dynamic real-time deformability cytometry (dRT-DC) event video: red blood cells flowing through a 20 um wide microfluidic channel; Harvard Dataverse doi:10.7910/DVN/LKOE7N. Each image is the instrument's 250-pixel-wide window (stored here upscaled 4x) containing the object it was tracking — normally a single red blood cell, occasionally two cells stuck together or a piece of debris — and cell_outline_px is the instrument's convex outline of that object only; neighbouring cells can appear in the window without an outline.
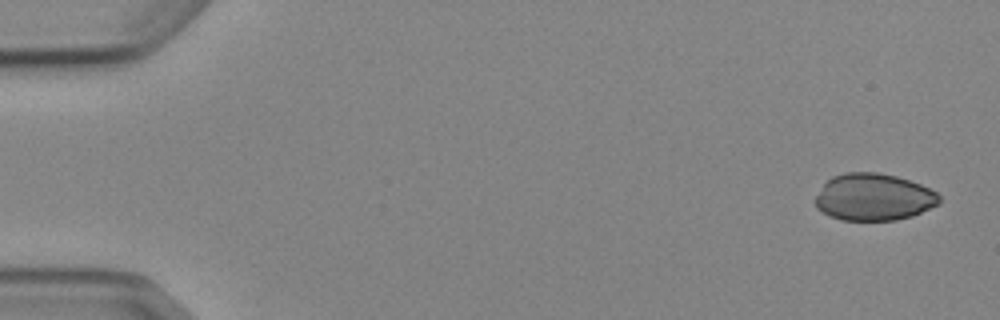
{"species": "Egyptian fruit bat (a non-hibernating species)", "species_latin": "Rousettus aegyptiacus", "temperature_condition": "cold", "stored_images_in_passage": 8, "camera_frame_rate_fps": 3000, "um_per_image_px": 0.085, "animal": {"sex": "female"}, "frame": {"image": 1, "passage_image": 1, "time_ms": 0.0, "image_size_px": [1000, 320], "cell_outline_px": [[940, 204], [912, 216], [896, 220], [840, 220], [816, 208], [816, 196], [824, 184], [832, 176], [844, 172], [880, 172], [896, 176], [920, 184], [936, 192], [940, 196]], "centroid_in_image_um": [74.28, 16.75], "position_along_channel_um": 10.7, "area_um2": 33.93}}
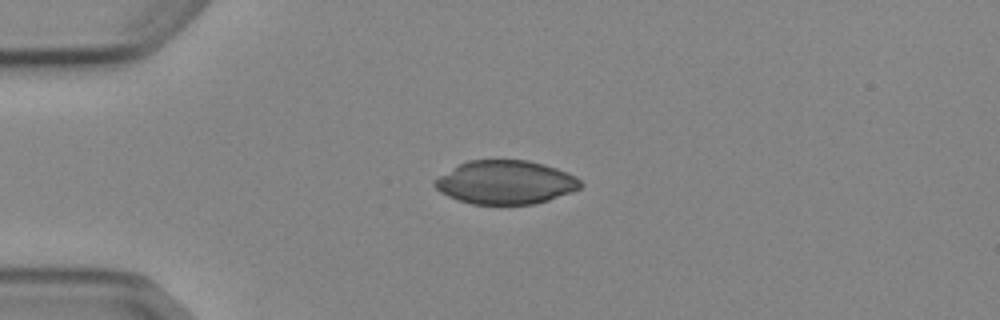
{"frame": {"image": 2, "passage_image": 4, "time_ms": 3.667, "image_size_px": [1000, 320], "cell_outline_px": [[584, 184], [580, 188], [572, 192], [536, 204], [472, 204], [448, 196], [440, 192], [432, 184], [432, 180], [460, 164], [468, 160], [528, 160], [544, 164], [568, 172], [576, 176]], "centroid_in_image_um": [42.99, 15.5], "position_along_channel_um": 42.0, "area_um2": 37.11}}